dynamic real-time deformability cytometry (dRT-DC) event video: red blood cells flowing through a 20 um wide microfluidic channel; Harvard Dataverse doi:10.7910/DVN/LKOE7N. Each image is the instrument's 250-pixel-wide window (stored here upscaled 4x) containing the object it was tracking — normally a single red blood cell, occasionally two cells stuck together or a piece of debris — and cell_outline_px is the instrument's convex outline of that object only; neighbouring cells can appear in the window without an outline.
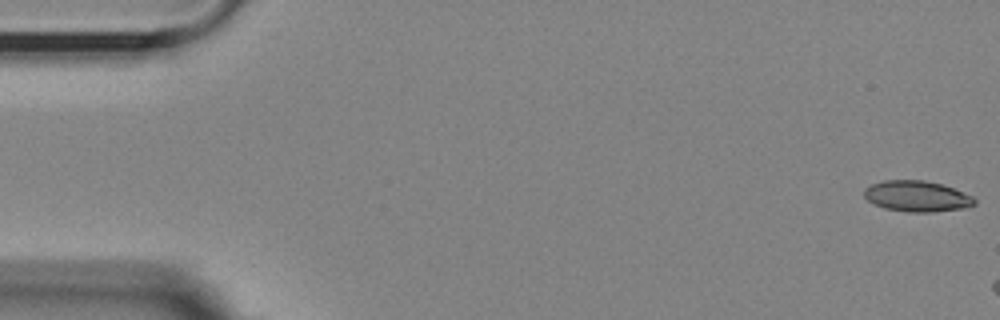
{"species": "Egyptian fruit bat (a non-hibernating species)", "species_latin": "Rousettus aegyptiacus", "temperature_condition": "room temperature", "stored_images_in_passage": 16, "camera_frame_rate_fps": 3000, "um_per_image_px": 0.085, "animal": {"sex": "female"}, "frame": {"image": 1, "passage_image": 1, "time_ms": 0.0, "image_size_px": [1000, 320], "cell_outline_px": [[976, 204], [968, 208], [932, 212], [908, 212], [884, 208], [872, 204], [864, 196], [864, 188], [872, 184], [884, 180], [924, 180], [940, 184], [952, 188], [972, 196], [976, 200]], "centroid_in_image_um": [77.93, 16.69], "position_along_channel_um": 7.1, "area_um2": 19.94}}
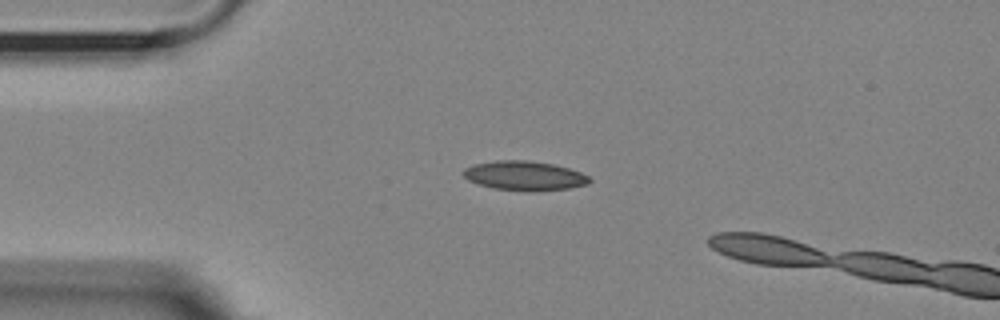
{"frame": {"image": 2, "passage_image": 13, "time_ms": 4.0, "image_size_px": [1000, 320], "cell_outline_px": [[592, 180], [588, 184], [568, 188], [536, 192], [492, 188], [476, 184], [468, 180], [460, 172], [464, 168], [472, 164], [496, 160], [528, 160], [552, 164], [568, 168], [580, 172], [588, 176]], "centroid_in_image_um": [44.53, 14.94], "position_along_channel_um": 40.5, "area_um2": 21.85}}